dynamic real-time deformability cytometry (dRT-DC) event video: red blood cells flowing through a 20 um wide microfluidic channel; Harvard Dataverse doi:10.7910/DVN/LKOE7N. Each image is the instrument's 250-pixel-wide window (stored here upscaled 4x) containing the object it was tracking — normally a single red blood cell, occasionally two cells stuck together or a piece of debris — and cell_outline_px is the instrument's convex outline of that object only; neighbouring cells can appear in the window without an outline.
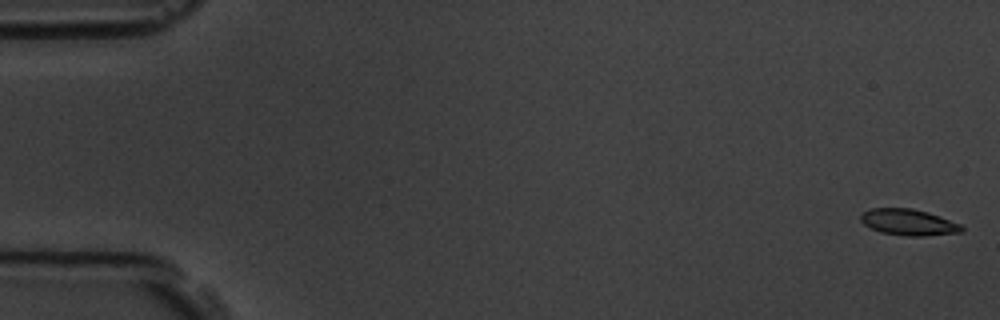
{"species": "common noctule bat (a hibernating species)", "species_latin": "Nyctalus noctula", "temperature_condition": "room temperature", "stored_images_in_passage": 8, "camera_frame_rate_fps": 3000, "um_per_image_px": 0.085, "animal": {"sex": "male", "body_mass_g": 19.5, "forearm_length_mm": 54.6}, "frame": {"image": 1, "passage_image": 1, "time_ms": 0.0, "image_size_px": [1000, 320], "cell_outline_px": [[964, 232], [924, 236], [908, 236], [880, 232], [864, 224], [860, 220], [860, 216], [864, 212], [872, 208], [912, 208], [928, 212], [940, 216], [960, 224], [964, 228]], "centroid_in_image_um": [77.25, 18.89], "position_along_channel_um": 7.7, "area_um2": 15.43}}
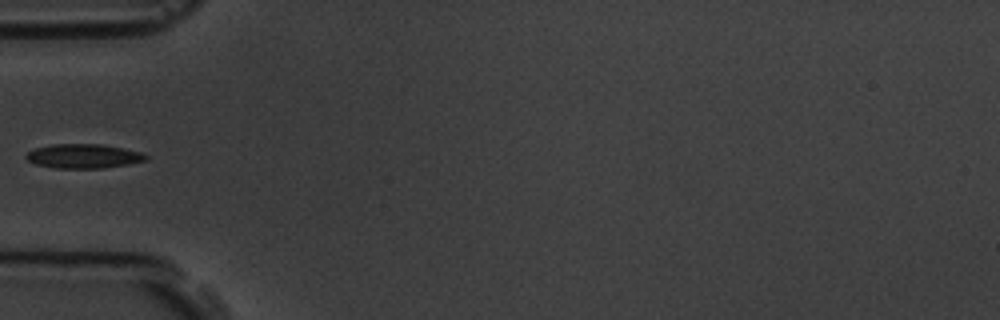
{"frame": {"image": 2, "passage_image": 6, "time_ms": 6.0, "image_size_px": [1000, 320], "cell_outline_px": [[148, 160], [128, 164], [104, 168], [52, 168], [36, 164], [28, 160], [24, 156], [28, 152], [36, 148], [52, 144], [100, 144], [124, 148], [140, 152], [148, 156]], "centroid_in_image_um": [7.1, 13.27], "position_along_channel_um": 77.9, "area_um2": 16.94}}
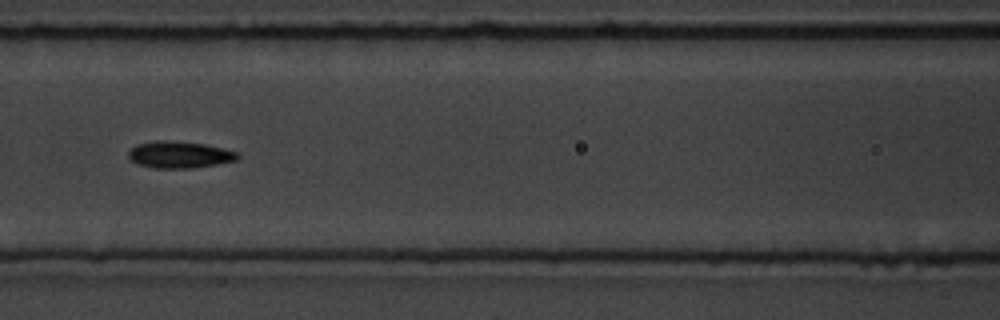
{"frame": {"image": 3, "passage_image": 8, "time_ms": 8.0, "image_size_px": [1000, 320], "cell_outline_px": [[240, 156], [236, 160], [216, 164], [192, 168], [156, 168], [136, 164], [128, 156], [128, 152], [136, 144], [156, 140], [168, 140], [204, 144], [240, 152]], "centroid_in_image_um": [15.25, 13.14], "position_along_channel_um": 151.3, "area_um2": 17.05}}